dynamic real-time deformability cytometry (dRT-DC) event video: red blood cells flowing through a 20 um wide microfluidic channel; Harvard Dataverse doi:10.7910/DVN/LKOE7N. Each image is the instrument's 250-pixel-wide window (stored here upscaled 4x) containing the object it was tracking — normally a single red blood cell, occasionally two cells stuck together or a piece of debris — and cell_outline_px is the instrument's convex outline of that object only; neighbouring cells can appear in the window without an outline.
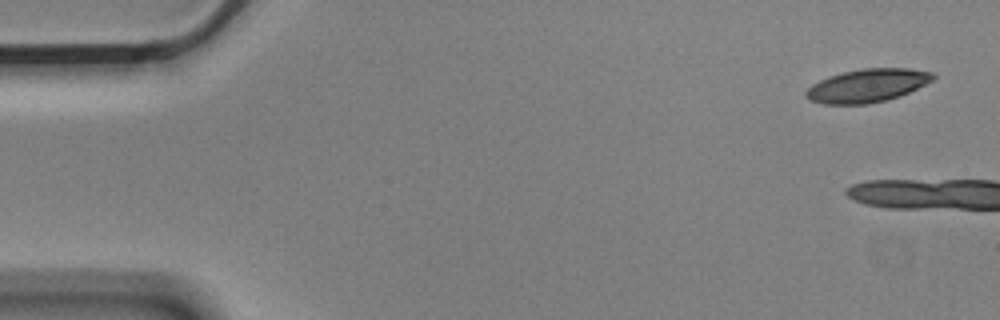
{"species": "Egyptian fruit bat (a non-hibernating species)", "species_latin": "Rousettus aegyptiacus", "temperature_condition": "cold", "stored_images_in_passage": 6, "segment_of_instrument_passage": [2, 2], "camera_frame_rate_fps": 3000, "um_per_image_px": 0.085, "animal": {"sex": "male"}, "frame": {"image": 1, "passage_image": 6, "time_ms": 1.667, "image_size_px": [1000, 320], "cell_outline_px": [[936, 76], [932, 80], [900, 96], [868, 104], [824, 104], [812, 100], [804, 96], [804, 92], [812, 84], [828, 76], [844, 72], [864, 68], [908, 68], [932, 72]], "centroid_in_image_um": [73.7, 7.27], "position_along_channel_um": 11.3, "area_um2": 24.39}}